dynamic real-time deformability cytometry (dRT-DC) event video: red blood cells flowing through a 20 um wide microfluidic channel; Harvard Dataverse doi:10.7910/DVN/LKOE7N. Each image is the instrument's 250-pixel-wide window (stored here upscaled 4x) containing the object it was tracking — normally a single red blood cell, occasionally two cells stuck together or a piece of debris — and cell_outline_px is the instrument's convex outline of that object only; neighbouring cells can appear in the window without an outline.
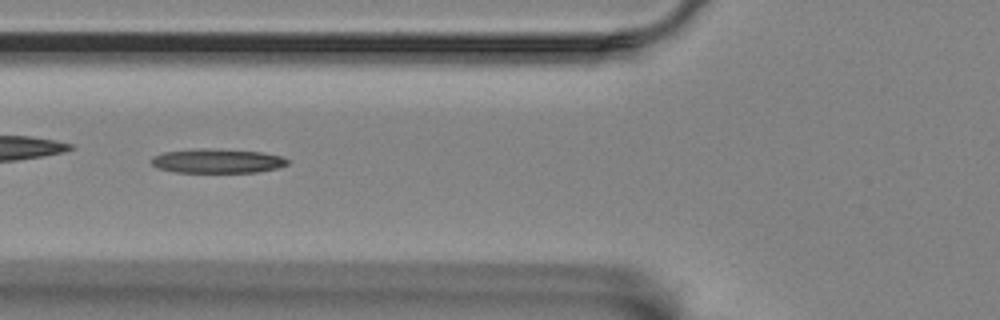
{"species": "Egyptian fruit bat (a non-hibernating species)", "species_latin": "Rousettus aegyptiacus", "temperature_condition": "room temperature", "stored_images_in_passage": 51, "camera_frame_rate_fps": 3000, "um_per_image_px": 0.085, "animal": {"sex": "female"}, "frame": {"image": 1, "passage_image": 15, "time_ms": 4.667, "image_size_px": [1000, 320], "cell_outline_px": [[288, 164], [276, 168], [256, 172], [176, 172], [156, 168], [152, 164], [152, 160], [156, 156], [164, 152], [204, 148], [260, 152], [280, 156], [288, 160]], "centroid_in_image_um": [18.46, 13.69], "position_along_channel_um": 107.3, "area_um2": 18.84}}
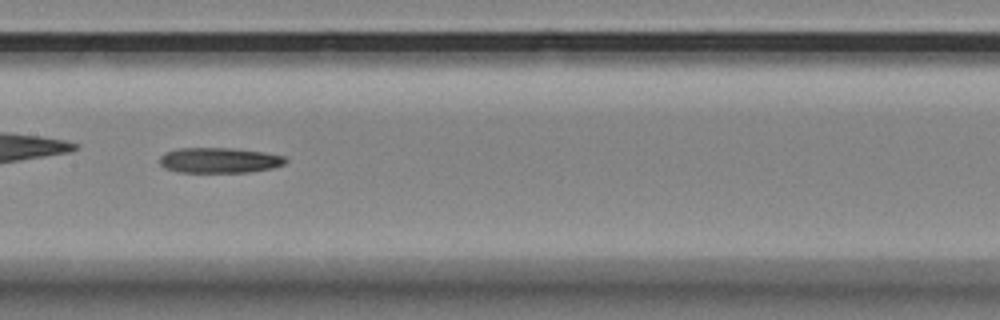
{"frame": {"image": 2, "passage_image": 22, "time_ms": 7.0, "image_size_px": [1000, 320], "cell_outline_px": [[288, 160], [284, 164], [272, 168], [248, 172], [180, 172], [164, 168], [160, 164], [160, 156], [164, 152], [180, 148], [232, 148], [264, 152], [284, 156]], "centroid_in_image_um": [18.63, 13.62], "position_along_channel_um": 188.8, "area_um2": 18.61}}
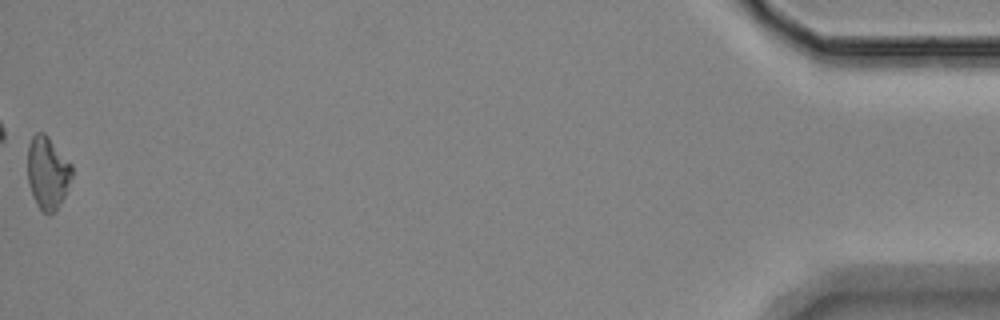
{"frame": {"image": 3, "passage_image": 51, "time_ms": 16.667, "image_size_px": [1000, 320], "cell_outline_px": [[72, 176], [64, 196], [56, 208], [48, 216], [36, 204], [32, 196], [28, 180], [28, 144], [32, 136], [36, 132], [44, 132], [48, 136], [72, 164]], "centroid_in_image_um": [4.03, 14.65], "position_along_channel_um": 431.2, "area_um2": 18.67}}